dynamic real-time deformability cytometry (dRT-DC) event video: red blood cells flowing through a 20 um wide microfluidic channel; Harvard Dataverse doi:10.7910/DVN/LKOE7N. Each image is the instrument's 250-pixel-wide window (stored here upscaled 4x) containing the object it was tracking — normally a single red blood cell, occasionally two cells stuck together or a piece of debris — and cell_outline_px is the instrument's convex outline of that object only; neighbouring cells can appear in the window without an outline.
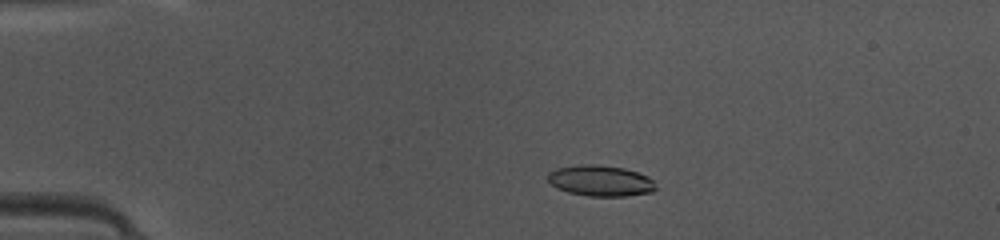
{"species": "common noctule bat (a hibernating species)", "species_latin": "Nyctalus noctula", "temperature_condition": "warm", "stored_images_in_passage": 41, "camera_frame_rate_fps": 3000, "um_per_image_px": 0.085, "animal": {"sex": "female", "body_mass_g": 10.0, "forearm_length_mm": 53.1}, "frame": {"image": 1, "passage_image": 3, "time_ms": 0.667, "image_size_px": [1000, 240], "cell_outline_px": [[656, 188], [652, 192], [624, 196], [588, 196], [568, 192], [556, 188], [548, 180], [548, 172], [556, 168], [580, 164], [596, 164], [624, 168], [648, 176], [652, 180]], "centroid_in_image_um": [51.01, 15.36], "position_along_channel_um": 34.0, "area_um2": 19.42}}
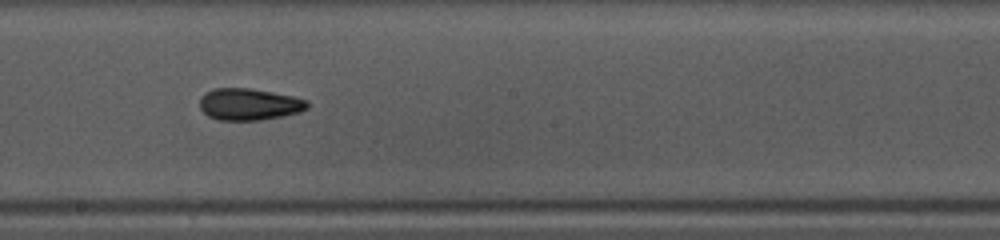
{"frame": {"image": 2, "passage_image": 20, "time_ms": 6.333, "image_size_px": [1000, 240], "cell_outline_px": [[308, 108], [300, 112], [260, 120], [216, 120], [208, 116], [200, 108], [200, 96], [204, 92], [212, 88], [252, 88], [292, 96], [308, 100]], "centroid_in_image_um": [21.14, 8.85], "position_along_channel_um": 227.1, "area_um2": 20.06}}
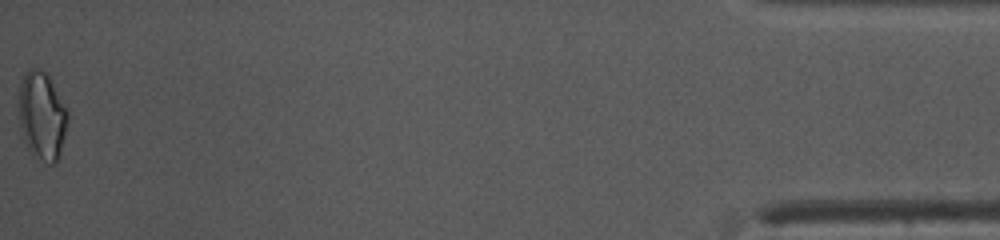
{"frame": {"image": 3, "passage_image": 41, "time_ms": 13.333, "image_size_px": [1000, 240], "cell_outline_px": [[68, 120], [60, 152], [56, 164], [48, 164], [32, 152], [28, 148], [24, 140], [20, 124], [20, 84], [24, 76], [32, 68], [36, 68], [44, 72], [48, 76], [68, 108]], "centroid_in_image_um": [3.6, 9.85], "position_along_channel_um": 431.6, "area_um2": 24.57}, "authors_computed_cell_mechanics": {"area_um2": 19.5942, "velocity_mm_per_s": 4.1922, "shape_relaxation_time_tau1_ms": 7.1769, "shape_relaxation_time_tau2_ms": 3.2876, "deformation_change_tau1": 0.1693, "deformation_change_tau2": 0.1018}}